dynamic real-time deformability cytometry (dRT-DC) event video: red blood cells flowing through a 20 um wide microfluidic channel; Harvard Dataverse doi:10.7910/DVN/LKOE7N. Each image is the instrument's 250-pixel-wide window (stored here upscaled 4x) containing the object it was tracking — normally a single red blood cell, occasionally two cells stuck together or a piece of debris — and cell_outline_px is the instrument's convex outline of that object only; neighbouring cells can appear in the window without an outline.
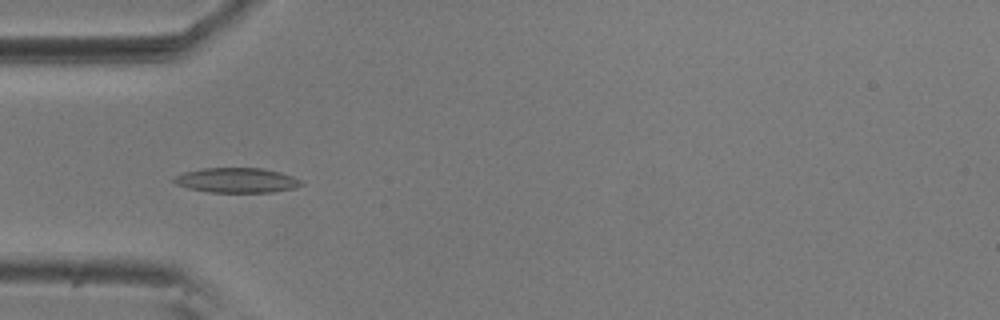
{"species": "common noctule bat (a hibernating species)", "species_latin": "Nyctalus noctula", "temperature_condition": "room temperature", "stored_images_in_passage": 56, "camera_frame_rate_fps": 3000, "um_per_image_px": 0.085, "animal": {"sex": "male", "body_mass_g": 20.5, "forearm_length_mm": 52.5}, "frame": {"image": 1, "passage_image": 17, "time_ms": 5.333, "image_size_px": [1000, 320], "cell_outline_px": [[304, 184], [296, 188], [272, 192], [208, 192], [188, 188], [176, 184], [172, 180], [176, 176], [184, 172], [200, 168], [260, 168], [280, 172], [292, 176], [300, 180]], "centroid_in_image_um": [20.12, 15.32], "position_along_channel_um": 64.9, "area_um2": 18.44}}
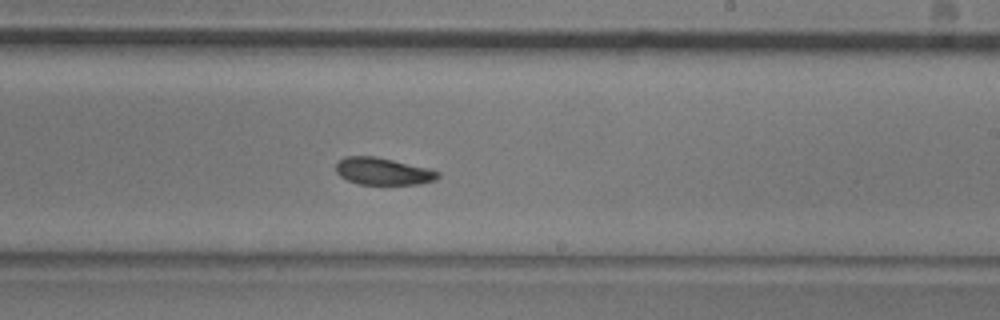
{"frame": {"image": 2, "passage_image": 33, "time_ms": 10.667, "image_size_px": [1000, 320], "cell_outline_px": [[440, 176], [436, 180], [420, 184], [360, 184], [348, 180], [340, 176], [336, 172], [336, 164], [344, 156], [376, 156], [428, 168], [440, 172]], "centroid_in_image_um": [32.57, 14.56], "position_along_channel_um": 256.4, "area_um2": 16.13}}
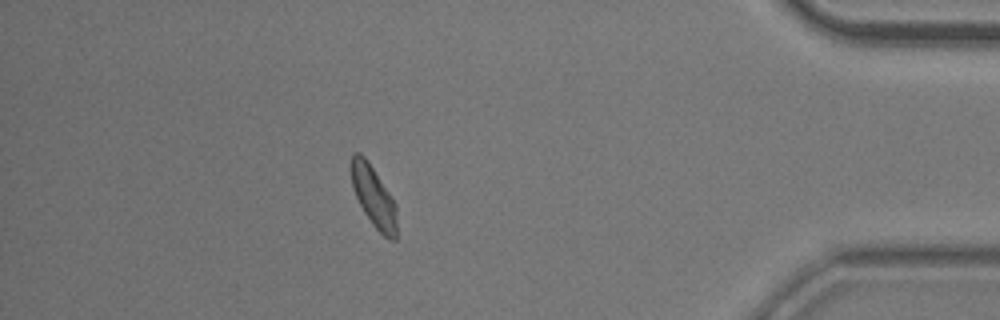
{"frame": {"image": 3, "passage_image": 49, "time_ms": 16.0, "image_size_px": [1000, 320], "cell_outline_px": [[396, 240], [388, 240], [372, 224], [364, 212], [352, 188], [352, 152], [360, 152], [368, 160], [396, 204]], "centroid_in_image_um": [31.76, 16.72], "position_along_channel_um": 403.4, "area_um2": 16.01}, "authors_computed_cell_mechanics": {"area_um2": 16.9932, "velocity_mm_per_s": 3.5818, "shape_relaxation_time_tau1_ms": 3.1112, "shape_relaxation_time_tau2_ms": null, "deformation_change_tau1": 0.0889, "deformation_change_tau2": null}}